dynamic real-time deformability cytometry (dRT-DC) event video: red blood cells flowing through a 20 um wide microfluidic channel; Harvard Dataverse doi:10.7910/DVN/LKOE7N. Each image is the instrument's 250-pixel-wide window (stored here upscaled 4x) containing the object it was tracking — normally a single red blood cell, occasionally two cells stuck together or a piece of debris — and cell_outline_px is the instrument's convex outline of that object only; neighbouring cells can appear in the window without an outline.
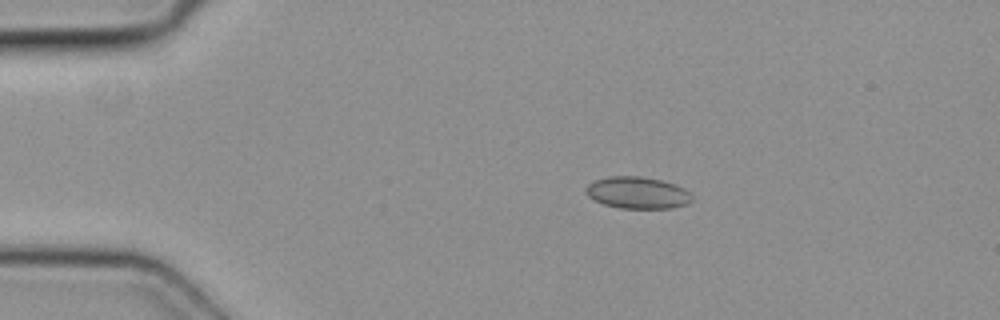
{"species": "common noctule bat (a hibernating species)", "species_latin": "Nyctalus noctula", "temperature_condition": "cold", "stored_images_in_passage": 3, "camera_frame_rate_fps": 3000, "um_per_image_px": 0.085, "animal": {"sex": "female", "body_mass_g": 19.3, "forearm_length_mm": 54.1}, "frame": {"image": 1, "passage_image": 1, "time_ms": 0.0, "image_size_px": [1000, 320], "cell_outline_px": [[692, 200], [688, 204], [672, 208], [620, 208], [604, 204], [588, 196], [584, 192], [584, 188], [592, 180], [608, 176], [640, 176], [660, 180], [676, 184], [684, 188], [692, 196]], "centroid_in_image_um": [54.16, 16.37], "position_along_channel_um": 30.8, "area_um2": 19.83}}